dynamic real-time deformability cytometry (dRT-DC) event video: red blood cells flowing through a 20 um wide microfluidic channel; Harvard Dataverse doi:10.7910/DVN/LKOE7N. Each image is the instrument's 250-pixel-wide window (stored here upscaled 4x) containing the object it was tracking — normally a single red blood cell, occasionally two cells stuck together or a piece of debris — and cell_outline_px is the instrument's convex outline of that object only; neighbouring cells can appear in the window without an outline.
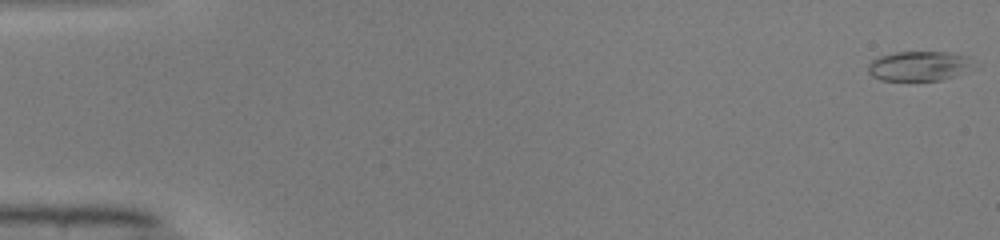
{"species": "common noctule bat (a hibernating species)", "species_latin": "Nyctalus noctula", "temperature_condition": "warm", "stored_images_in_passage": 50, "camera_frame_rate_fps": 3000, "um_per_image_px": 0.085, "animal": {"sex": "male", "body_mass_g": 19.0, "forearm_length_mm": 50.8}, "frame": {"image": 1, "passage_image": 1, "time_ms": 0.0, "image_size_px": [1000, 240], "cell_outline_px": [[968, 56], [964, 64], [952, 76], [940, 80], [880, 80], [872, 76], [868, 72], [868, 64], [872, 60], [880, 56], [896, 52], [948, 52]], "centroid_in_image_um": [77.87, 5.6], "position_along_channel_um": 7.1, "area_um2": 17.17}}
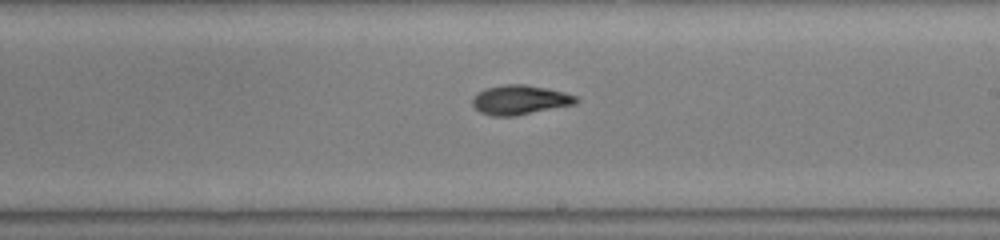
{"frame": {"image": 2, "passage_image": 30, "time_ms": 9.667, "image_size_px": [1000, 240], "cell_outline_px": [[580, 100], [576, 104], [516, 116], [492, 116], [480, 112], [472, 104], [472, 100], [484, 88], [504, 84], [524, 84], [564, 92], [576, 96]], "centroid_in_image_um": [44.21, 8.5], "position_along_channel_um": 244.8, "area_um2": 17.74}}
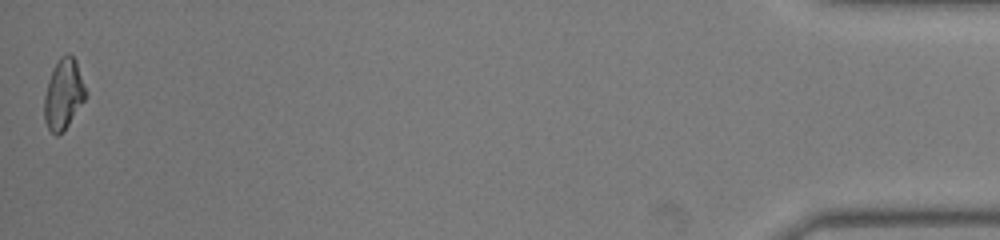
{"frame": {"image": 3, "passage_image": 50, "time_ms": 16.333, "image_size_px": [1000, 240], "cell_outline_px": [[88, 92], [84, 100], [64, 132], [56, 136], [48, 128], [44, 120], [44, 96], [48, 80], [60, 56], [68, 52], [76, 60]], "centroid_in_image_um": [5.41, 8.01], "position_along_channel_um": 429.8, "area_um2": 17.11}, "authors_computed_cell_mechanics": {"area_um2": 17.5712, "velocity_mm_per_s": 4.1194, "shape_relaxation_time_tau1_ms": 8.8591, "shape_relaxation_time_tau2_ms": 3.3126, "deformation_change_tau1": 0.2669, "deformation_change_tau2": 0.0911}}